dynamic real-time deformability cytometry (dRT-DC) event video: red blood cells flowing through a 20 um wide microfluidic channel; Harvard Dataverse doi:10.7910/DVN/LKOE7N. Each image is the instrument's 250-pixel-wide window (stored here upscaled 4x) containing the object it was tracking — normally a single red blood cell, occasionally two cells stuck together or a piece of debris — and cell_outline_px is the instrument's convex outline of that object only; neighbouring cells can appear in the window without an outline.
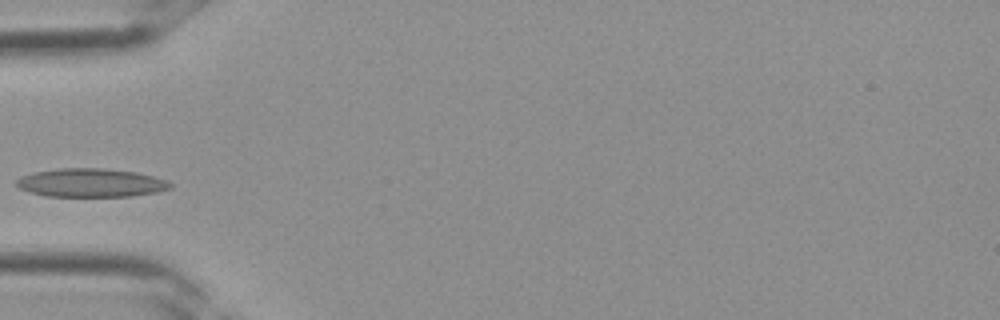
{"species": "Egyptian fruit bat (a non-hibernating species)", "species_latin": "Rousettus aegyptiacus", "temperature_condition": "room temperature", "stored_images_in_passage": 4, "camera_frame_rate_fps": 3000, "um_per_image_px": 0.085, "frame": {"image": 1, "passage_image": 4, "time_ms": 1.0, "image_size_px": [1000, 320], "cell_outline_px": [[172, 188], [156, 192], [132, 196], [48, 196], [32, 192], [20, 188], [16, 184], [16, 180], [24, 176], [36, 172], [60, 168], [104, 168], [136, 172], [168, 180], [172, 184]], "centroid_in_image_um": [7.79, 15.53], "position_along_channel_um": 77.2, "area_um2": 25.32}}